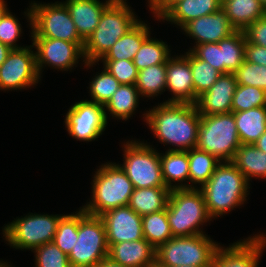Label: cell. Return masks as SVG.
Masks as SVG:
<instances>
[{"label":"cell","instance_id":"obj_1","mask_svg":"<svg viewBox=\"0 0 266 267\" xmlns=\"http://www.w3.org/2000/svg\"><path fill=\"white\" fill-rule=\"evenodd\" d=\"M144 117L161 143L177 147L169 151L196 148L200 114L195 104L163 102L145 113Z\"/></svg>","mask_w":266,"mask_h":267},{"label":"cell","instance_id":"obj_2","mask_svg":"<svg viewBox=\"0 0 266 267\" xmlns=\"http://www.w3.org/2000/svg\"><path fill=\"white\" fill-rule=\"evenodd\" d=\"M126 0H113L104 10L98 26L84 43L83 62L89 68L101 60L111 47L139 21Z\"/></svg>","mask_w":266,"mask_h":267},{"label":"cell","instance_id":"obj_3","mask_svg":"<svg viewBox=\"0 0 266 267\" xmlns=\"http://www.w3.org/2000/svg\"><path fill=\"white\" fill-rule=\"evenodd\" d=\"M249 183L231 162H221L211 178L199 188L211 218L241 206L246 200Z\"/></svg>","mask_w":266,"mask_h":267},{"label":"cell","instance_id":"obj_4","mask_svg":"<svg viewBox=\"0 0 266 267\" xmlns=\"http://www.w3.org/2000/svg\"><path fill=\"white\" fill-rule=\"evenodd\" d=\"M93 178L92 201L83 206L85 213L101 216L109 210L129 205L134 187L119 164L102 165Z\"/></svg>","mask_w":266,"mask_h":267},{"label":"cell","instance_id":"obj_5","mask_svg":"<svg viewBox=\"0 0 266 267\" xmlns=\"http://www.w3.org/2000/svg\"><path fill=\"white\" fill-rule=\"evenodd\" d=\"M166 208L173 237L204 234L199 225L212 220L203 193L197 188L171 189Z\"/></svg>","mask_w":266,"mask_h":267},{"label":"cell","instance_id":"obj_6","mask_svg":"<svg viewBox=\"0 0 266 267\" xmlns=\"http://www.w3.org/2000/svg\"><path fill=\"white\" fill-rule=\"evenodd\" d=\"M240 145L232 112L200 115L196 148L215 156L221 162H231Z\"/></svg>","mask_w":266,"mask_h":267},{"label":"cell","instance_id":"obj_7","mask_svg":"<svg viewBox=\"0 0 266 267\" xmlns=\"http://www.w3.org/2000/svg\"><path fill=\"white\" fill-rule=\"evenodd\" d=\"M27 12L25 14L32 28V38L60 39L77 43L82 49L84 48L85 41L79 36L64 2L33 3Z\"/></svg>","mask_w":266,"mask_h":267},{"label":"cell","instance_id":"obj_8","mask_svg":"<svg viewBox=\"0 0 266 267\" xmlns=\"http://www.w3.org/2000/svg\"><path fill=\"white\" fill-rule=\"evenodd\" d=\"M218 246L206 234L172 237L156 249V259L166 267H210Z\"/></svg>","mask_w":266,"mask_h":267},{"label":"cell","instance_id":"obj_9","mask_svg":"<svg viewBox=\"0 0 266 267\" xmlns=\"http://www.w3.org/2000/svg\"><path fill=\"white\" fill-rule=\"evenodd\" d=\"M71 267H95L108 257L106 229L100 216L78 211V238L68 255Z\"/></svg>","mask_w":266,"mask_h":267},{"label":"cell","instance_id":"obj_10","mask_svg":"<svg viewBox=\"0 0 266 267\" xmlns=\"http://www.w3.org/2000/svg\"><path fill=\"white\" fill-rule=\"evenodd\" d=\"M125 172L134 188L166 187L161 171L160 153L150 145L128 141L124 144Z\"/></svg>","mask_w":266,"mask_h":267},{"label":"cell","instance_id":"obj_11","mask_svg":"<svg viewBox=\"0 0 266 267\" xmlns=\"http://www.w3.org/2000/svg\"><path fill=\"white\" fill-rule=\"evenodd\" d=\"M61 217L48 214L26 215L6 225L3 236L13 248L34 250L43 244L53 242Z\"/></svg>","mask_w":266,"mask_h":267},{"label":"cell","instance_id":"obj_12","mask_svg":"<svg viewBox=\"0 0 266 267\" xmlns=\"http://www.w3.org/2000/svg\"><path fill=\"white\" fill-rule=\"evenodd\" d=\"M107 113L103 105L82 100L72 105L65 117L69 135L79 141L98 138L107 126Z\"/></svg>","mask_w":266,"mask_h":267},{"label":"cell","instance_id":"obj_13","mask_svg":"<svg viewBox=\"0 0 266 267\" xmlns=\"http://www.w3.org/2000/svg\"><path fill=\"white\" fill-rule=\"evenodd\" d=\"M36 53L30 47L12 49L0 65V90L30 87L38 83Z\"/></svg>","mask_w":266,"mask_h":267},{"label":"cell","instance_id":"obj_14","mask_svg":"<svg viewBox=\"0 0 266 267\" xmlns=\"http://www.w3.org/2000/svg\"><path fill=\"white\" fill-rule=\"evenodd\" d=\"M33 45L37 49L36 67L38 74L45 64L56 69L68 70L78 63L79 57H83V49L74 42H68L53 38H32Z\"/></svg>","mask_w":266,"mask_h":267},{"label":"cell","instance_id":"obj_15","mask_svg":"<svg viewBox=\"0 0 266 267\" xmlns=\"http://www.w3.org/2000/svg\"><path fill=\"white\" fill-rule=\"evenodd\" d=\"M100 217L105 225L107 244L144 239L142 216L128 205L109 210Z\"/></svg>","mask_w":266,"mask_h":267},{"label":"cell","instance_id":"obj_16","mask_svg":"<svg viewBox=\"0 0 266 267\" xmlns=\"http://www.w3.org/2000/svg\"><path fill=\"white\" fill-rule=\"evenodd\" d=\"M265 246L263 234L237 241L227 248L218 246L210 267H258Z\"/></svg>","mask_w":266,"mask_h":267},{"label":"cell","instance_id":"obj_17","mask_svg":"<svg viewBox=\"0 0 266 267\" xmlns=\"http://www.w3.org/2000/svg\"><path fill=\"white\" fill-rule=\"evenodd\" d=\"M181 29L196 40V45L218 43L237 31L222 8L212 14L191 20Z\"/></svg>","mask_w":266,"mask_h":267},{"label":"cell","instance_id":"obj_18","mask_svg":"<svg viewBox=\"0 0 266 267\" xmlns=\"http://www.w3.org/2000/svg\"><path fill=\"white\" fill-rule=\"evenodd\" d=\"M237 87L234 73L221 74L208 91L195 103L200 115L227 114L232 112V99Z\"/></svg>","mask_w":266,"mask_h":267},{"label":"cell","instance_id":"obj_19","mask_svg":"<svg viewBox=\"0 0 266 267\" xmlns=\"http://www.w3.org/2000/svg\"><path fill=\"white\" fill-rule=\"evenodd\" d=\"M166 88L174 97L166 102L194 104V86L190 69V51L169 58L166 63Z\"/></svg>","mask_w":266,"mask_h":267},{"label":"cell","instance_id":"obj_20","mask_svg":"<svg viewBox=\"0 0 266 267\" xmlns=\"http://www.w3.org/2000/svg\"><path fill=\"white\" fill-rule=\"evenodd\" d=\"M113 0H66L64 3L76 26L79 36L86 41L98 26L105 8Z\"/></svg>","mask_w":266,"mask_h":267},{"label":"cell","instance_id":"obj_21","mask_svg":"<svg viewBox=\"0 0 266 267\" xmlns=\"http://www.w3.org/2000/svg\"><path fill=\"white\" fill-rule=\"evenodd\" d=\"M108 257L127 267H145L156 259V249L144 238L108 244Z\"/></svg>","mask_w":266,"mask_h":267},{"label":"cell","instance_id":"obj_22","mask_svg":"<svg viewBox=\"0 0 266 267\" xmlns=\"http://www.w3.org/2000/svg\"><path fill=\"white\" fill-rule=\"evenodd\" d=\"M222 0H181L161 19L173 22L181 28L191 20L219 10Z\"/></svg>","mask_w":266,"mask_h":267},{"label":"cell","instance_id":"obj_23","mask_svg":"<svg viewBox=\"0 0 266 267\" xmlns=\"http://www.w3.org/2000/svg\"><path fill=\"white\" fill-rule=\"evenodd\" d=\"M221 8L234 28L241 31L266 15V9L259 0H222Z\"/></svg>","mask_w":266,"mask_h":267},{"label":"cell","instance_id":"obj_24","mask_svg":"<svg viewBox=\"0 0 266 267\" xmlns=\"http://www.w3.org/2000/svg\"><path fill=\"white\" fill-rule=\"evenodd\" d=\"M241 144H253L266 131V106L232 112Z\"/></svg>","mask_w":266,"mask_h":267},{"label":"cell","instance_id":"obj_25","mask_svg":"<svg viewBox=\"0 0 266 267\" xmlns=\"http://www.w3.org/2000/svg\"><path fill=\"white\" fill-rule=\"evenodd\" d=\"M161 171L163 181L170 190L175 188H195L193 185L185 184L189 180V161L187 151H167L165 155L160 154ZM175 181L181 184L172 185Z\"/></svg>","mask_w":266,"mask_h":267},{"label":"cell","instance_id":"obj_26","mask_svg":"<svg viewBox=\"0 0 266 267\" xmlns=\"http://www.w3.org/2000/svg\"><path fill=\"white\" fill-rule=\"evenodd\" d=\"M149 27L143 21H139L106 53L102 60H131L140 49L143 41L150 35Z\"/></svg>","mask_w":266,"mask_h":267},{"label":"cell","instance_id":"obj_27","mask_svg":"<svg viewBox=\"0 0 266 267\" xmlns=\"http://www.w3.org/2000/svg\"><path fill=\"white\" fill-rule=\"evenodd\" d=\"M249 182L252 177L266 179V153L253 144H241L231 161Z\"/></svg>","mask_w":266,"mask_h":267},{"label":"cell","instance_id":"obj_28","mask_svg":"<svg viewBox=\"0 0 266 267\" xmlns=\"http://www.w3.org/2000/svg\"><path fill=\"white\" fill-rule=\"evenodd\" d=\"M170 189L168 187L134 188L129 207L140 216L166 209Z\"/></svg>","mask_w":266,"mask_h":267},{"label":"cell","instance_id":"obj_29","mask_svg":"<svg viewBox=\"0 0 266 267\" xmlns=\"http://www.w3.org/2000/svg\"><path fill=\"white\" fill-rule=\"evenodd\" d=\"M139 97L135 85L121 84L104 107L113 117L127 120L138 107Z\"/></svg>","mask_w":266,"mask_h":267},{"label":"cell","instance_id":"obj_30","mask_svg":"<svg viewBox=\"0 0 266 267\" xmlns=\"http://www.w3.org/2000/svg\"><path fill=\"white\" fill-rule=\"evenodd\" d=\"M144 238L157 249L171 239L172 231L168 222L167 208L142 216Z\"/></svg>","mask_w":266,"mask_h":267},{"label":"cell","instance_id":"obj_31","mask_svg":"<svg viewBox=\"0 0 266 267\" xmlns=\"http://www.w3.org/2000/svg\"><path fill=\"white\" fill-rule=\"evenodd\" d=\"M221 48L224 74L234 73L245 60L246 37L243 31L237 30L229 37L218 42Z\"/></svg>","mask_w":266,"mask_h":267},{"label":"cell","instance_id":"obj_32","mask_svg":"<svg viewBox=\"0 0 266 267\" xmlns=\"http://www.w3.org/2000/svg\"><path fill=\"white\" fill-rule=\"evenodd\" d=\"M189 161V181L201 184V187L211 178L216 167L221 163L215 156L206 151L192 148L187 151Z\"/></svg>","mask_w":266,"mask_h":267},{"label":"cell","instance_id":"obj_33","mask_svg":"<svg viewBox=\"0 0 266 267\" xmlns=\"http://www.w3.org/2000/svg\"><path fill=\"white\" fill-rule=\"evenodd\" d=\"M141 96L153 97L166 89V63L141 69L135 84Z\"/></svg>","mask_w":266,"mask_h":267},{"label":"cell","instance_id":"obj_34","mask_svg":"<svg viewBox=\"0 0 266 267\" xmlns=\"http://www.w3.org/2000/svg\"><path fill=\"white\" fill-rule=\"evenodd\" d=\"M169 58L168 45L163 41L150 38L149 35L135 54L133 63L138 70H141L152 65L167 63Z\"/></svg>","mask_w":266,"mask_h":267},{"label":"cell","instance_id":"obj_35","mask_svg":"<svg viewBox=\"0 0 266 267\" xmlns=\"http://www.w3.org/2000/svg\"><path fill=\"white\" fill-rule=\"evenodd\" d=\"M190 69L194 86V104L198 97L209 90L221 73L208 62L198 59L190 51Z\"/></svg>","mask_w":266,"mask_h":267},{"label":"cell","instance_id":"obj_36","mask_svg":"<svg viewBox=\"0 0 266 267\" xmlns=\"http://www.w3.org/2000/svg\"><path fill=\"white\" fill-rule=\"evenodd\" d=\"M78 238V212L62 215L57 225L53 242L66 255H69Z\"/></svg>","mask_w":266,"mask_h":267},{"label":"cell","instance_id":"obj_37","mask_svg":"<svg viewBox=\"0 0 266 267\" xmlns=\"http://www.w3.org/2000/svg\"><path fill=\"white\" fill-rule=\"evenodd\" d=\"M266 106V92L255 86L237 84L232 99V112Z\"/></svg>","mask_w":266,"mask_h":267},{"label":"cell","instance_id":"obj_38","mask_svg":"<svg viewBox=\"0 0 266 267\" xmlns=\"http://www.w3.org/2000/svg\"><path fill=\"white\" fill-rule=\"evenodd\" d=\"M90 83V95L93 99L92 102L103 106L107 104L112 95L121 85L120 82L105 68L99 75L96 74L95 78H93Z\"/></svg>","mask_w":266,"mask_h":267},{"label":"cell","instance_id":"obj_39","mask_svg":"<svg viewBox=\"0 0 266 267\" xmlns=\"http://www.w3.org/2000/svg\"><path fill=\"white\" fill-rule=\"evenodd\" d=\"M234 75L237 84L255 86L266 92V66L244 60Z\"/></svg>","mask_w":266,"mask_h":267},{"label":"cell","instance_id":"obj_40","mask_svg":"<svg viewBox=\"0 0 266 267\" xmlns=\"http://www.w3.org/2000/svg\"><path fill=\"white\" fill-rule=\"evenodd\" d=\"M36 267H71L69 257L54 242L34 249Z\"/></svg>","mask_w":266,"mask_h":267},{"label":"cell","instance_id":"obj_41","mask_svg":"<svg viewBox=\"0 0 266 267\" xmlns=\"http://www.w3.org/2000/svg\"><path fill=\"white\" fill-rule=\"evenodd\" d=\"M104 68L112 74L120 84L135 85L139 70L131 60H102Z\"/></svg>","mask_w":266,"mask_h":267},{"label":"cell","instance_id":"obj_42","mask_svg":"<svg viewBox=\"0 0 266 267\" xmlns=\"http://www.w3.org/2000/svg\"><path fill=\"white\" fill-rule=\"evenodd\" d=\"M18 19L7 11L0 19V41L11 49L23 48L16 44L21 32Z\"/></svg>","mask_w":266,"mask_h":267},{"label":"cell","instance_id":"obj_43","mask_svg":"<svg viewBox=\"0 0 266 267\" xmlns=\"http://www.w3.org/2000/svg\"><path fill=\"white\" fill-rule=\"evenodd\" d=\"M190 51L200 60L208 62L212 67L224 74V63H222L221 48L218 43H204L190 48Z\"/></svg>","mask_w":266,"mask_h":267},{"label":"cell","instance_id":"obj_44","mask_svg":"<svg viewBox=\"0 0 266 267\" xmlns=\"http://www.w3.org/2000/svg\"><path fill=\"white\" fill-rule=\"evenodd\" d=\"M243 32L249 43L266 47V15L251 23Z\"/></svg>","mask_w":266,"mask_h":267},{"label":"cell","instance_id":"obj_45","mask_svg":"<svg viewBox=\"0 0 266 267\" xmlns=\"http://www.w3.org/2000/svg\"><path fill=\"white\" fill-rule=\"evenodd\" d=\"M245 61L266 66V47L249 43L246 40Z\"/></svg>","mask_w":266,"mask_h":267},{"label":"cell","instance_id":"obj_46","mask_svg":"<svg viewBox=\"0 0 266 267\" xmlns=\"http://www.w3.org/2000/svg\"><path fill=\"white\" fill-rule=\"evenodd\" d=\"M149 7L156 18L161 19L174 5L181 0H148Z\"/></svg>","mask_w":266,"mask_h":267},{"label":"cell","instance_id":"obj_47","mask_svg":"<svg viewBox=\"0 0 266 267\" xmlns=\"http://www.w3.org/2000/svg\"><path fill=\"white\" fill-rule=\"evenodd\" d=\"M95 267H127V266H123L113 261L109 257H106L103 260H101Z\"/></svg>","mask_w":266,"mask_h":267},{"label":"cell","instance_id":"obj_48","mask_svg":"<svg viewBox=\"0 0 266 267\" xmlns=\"http://www.w3.org/2000/svg\"><path fill=\"white\" fill-rule=\"evenodd\" d=\"M12 49L0 41V65L6 60Z\"/></svg>","mask_w":266,"mask_h":267},{"label":"cell","instance_id":"obj_49","mask_svg":"<svg viewBox=\"0 0 266 267\" xmlns=\"http://www.w3.org/2000/svg\"><path fill=\"white\" fill-rule=\"evenodd\" d=\"M253 145L266 153V131L253 143Z\"/></svg>","mask_w":266,"mask_h":267},{"label":"cell","instance_id":"obj_50","mask_svg":"<svg viewBox=\"0 0 266 267\" xmlns=\"http://www.w3.org/2000/svg\"><path fill=\"white\" fill-rule=\"evenodd\" d=\"M8 11L7 4L4 0H0V19L3 17V15Z\"/></svg>","mask_w":266,"mask_h":267},{"label":"cell","instance_id":"obj_51","mask_svg":"<svg viewBox=\"0 0 266 267\" xmlns=\"http://www.w3.org/2000/svg\"><path fill=\"white\" fill-rule=\"evenodd\" d=\"M145 267H166V266H164L157 259H155L152 263L147 264Z\"/></svg>","mask_w":266,"mask_h":267},{"label":"cell","instance_id":"obj_52","mask_svg":"<svg viewBox=\"0 0 266 267\" xmlns=\"http://www.w3.org/2000/svg\"><path fill=\"white\" fill-rule=\"evenodd\" d=\"M0 267H11L10 265H8V263L6 264L5 262H1L0 261Z\"/></svg>","mask_w":266,"mask_h":267},{"label":"cell","instance_id":"obj_53","mask_svg":"<svg viewBox=\"0 0 266 267\" xmlns=\"http://www.w3.org/2000/svg\"><path fill=\"white\" fill-rule=\"evenodd\" d=\"M262 4V6L266 9V0H259Z\"/></svg>","mask_w":266,"mask_h":267},{"label":"cell","instance_id":"obj_54","mask_svg":"<svg viewBox=\"0 0 266 267\" xmlns=\"http://www.w3.org/2000/svg\"><path fill=\"white\" fill-rule=\"evenodd\" d=\"M177 267H202V266H192V265H190V266H177Z\"/></svg>","mask_w":266,"mask_h":267}]
</instances>
